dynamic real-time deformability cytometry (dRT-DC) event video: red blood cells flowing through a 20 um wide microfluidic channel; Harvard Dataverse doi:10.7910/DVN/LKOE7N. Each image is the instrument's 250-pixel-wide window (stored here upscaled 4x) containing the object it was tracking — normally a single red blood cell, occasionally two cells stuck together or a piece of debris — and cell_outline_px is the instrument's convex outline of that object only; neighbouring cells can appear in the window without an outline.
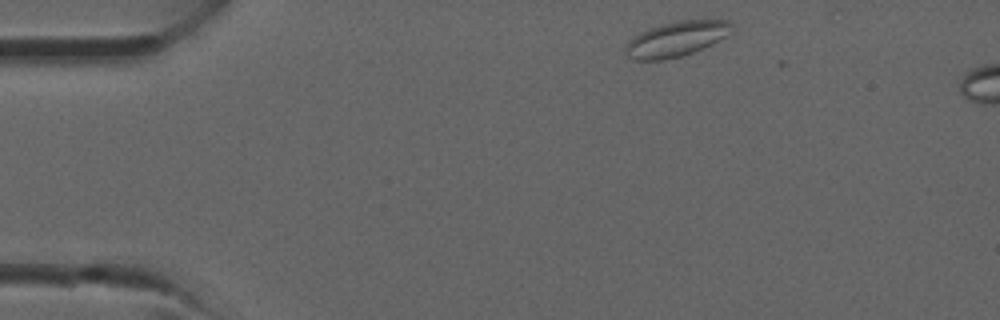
{"species": "common noctule bat (a hibernating species)", "species_latin": "Nyctalus noctula", "temperature_condition": "room temperature", "stored_images_in_passage": 4, "camera_frame_rate_fps": 3000, "um_per_image_px": 0.085, "animal": {"sex": "male", "forearm_length_mm": 52.5}, "frame": {"image": 1, "passage_image": 1, "time_ms": 0.0, "image_size_px": [1000, 320], "cell_outline_px": [[732, 24], [728, 36], [704, 48], [680, 56], [664, 60], [632, 60], [628, 56], [624, 48], [624, 44], [628, 40], [640, 32], [648, 28], [660, 24], [676, 20], [728, 20]], "centroid_in_image_um": [57.45, 3.31], "position_along_channel_um": 27.6, "area_um2": 21.91}}